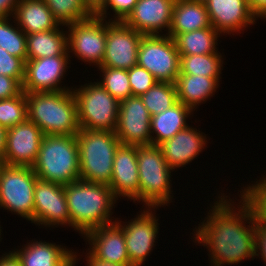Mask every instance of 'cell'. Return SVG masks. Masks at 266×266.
I'll return each mask as SVG.
<instances>
[{
	"mask_svg": "<svg viewBox=\"0 0 266 266\" xmlns=\"http://www.w3.org/2000/svg\"><path fill=\"white\" fill-rule=\"evenodd\" d=\"M76 254H78V252L76 253V251H75V262H74L71 266H75V265H77L76 262H78L77 260H79V259H78V256H79V255H76Z\"/></svg>",
	"mask_w": 266,
	"mask_h": 266,
	"instance_id": "cell-47",
	"label": "cell"
},
{
	"mask_svg": "<svg viewBox=\"0 0 266 266\" xmlns=\"http://www.w3.org/2000/svg\"><path fill=\"white\" fill-rule=\"evenodd\" d=\"M85 258L87 261L86 266H130V265H120L117 263H111L95 259L89 252L86 254Z\"/></svg>",
	"mask_w": 266,
	"mask_h": 266,
	"instance_id": "cell-45",
	"label": "cell"
},
{
	"mask_svg": "<svg viewBox=\"0 0 266 266\" xmlns=\"http://www.w3.org/2000/svg\"><path fill=\"white\" fill-rule=\"evenodd\" d=\"M174 3L175 0H137L123 22L143 35H168Z\"/></svg>",
	"mask_w": 266,
	"mask_h": 266,
	"instance_id": "cell-17",
	"label": "cell"
},
{
	"mask_svg": "<svg viewBox=\"0 0 266 266\" xmlns=\"http://www.w3.org/2000/svg\"><path fill=\"white\" fill-rule=\"evenodd\" d=\"M1 228H2V227H1V225H0V241L2 240L1 232H3Z\"/></svg>",
	"mask_w": 266,
	"mask_h": 266,
	"instance_id": "cell-49",
	"label": "cell"
},
{
	"mask_svg": "<svg viewBox=\"0 0 266 266\" xmlns=\"http://www.w3.org/2000/svg\"><path fill=\"white\" fill-rule=\"evenodd\" d=\"M109 187L117 199L139 203L137 146L120 144L116 149Z\"/></svg>",
	"mask_w": 266,
	"mask_h": 266,
	"instance_id": "cell-19",
	"label": "cell"
},
{
	"mask_svg": "<svg viewBox=\"0 0 266 266\" xmlns=\"http://www.w3.org/2000/svg\"><path fill=\"white\" fill-rule=\"evenodd\" d=\"M12 16L0 17V47L26 62L27 38ZM11 19V20H10ZM13 20V22H11ZM12 23H15L14 26Z\"/></svg>",
	"mask_w": 266,
	"mask_h": 266,
	"instance_id": "cell-30",
	"label": "cell"
},
{
	"mask_svg": "<svg viewBox=\"0 0 266 266\" xmlns=\"http://www.w3.org/2000/svg\"><path fill=\"white\" fill-rule=\"evenodd\" d=\"M34 224L43 227H71L64 186L37 179L34 189Z\"/></svg>",
	"mask_w": 266,
	"mask_h": 266,
	"instance_id": "cell-14",
	"label": "cell"
},
{
	"mask_svg": "<svg viewBox=\"0 0 266 266\" xmlns=\"http://www.w3.org/2000/svg\"><path fill=\"white\" fill-rule=\"evenodd\" d=\"M68 50L60 56L44 57L35 60H26L25 77L22 84L24 92H48L65 91L72 88L63 86L65 74L69 69L71 61ZM61 85V86H59Z\"/></svg>",
	"mask_w": 266,
	"mask_h": 266,
	"instance_id": "cell-13",
	"label": "cell"
},
{
	"mask_svg": "<svg viewBox=\"0 0 266 266\" xmlns=\"http://www.w3.org/2000/svg\"><path fill=\"white\" fill-rule=\"evenodd\" d=\"M22 91V84L18 80L0 74V100L18 96Z\"/></svg>",
	"mask_w": 266,
	"mask_h": 266,
	"instance_id": "cell-39",
	"label": "cell"
},
{
	"mask_svg": "<svg viewBox=\"0 0 266 266\" xmlns=\"http://www.w3.org/2000/svg\"><path fill=\"white\" fill-rule=\"evenodd\" d=\"M102 73L101 80L98 82L119 102L132 96L129 83L128 70L115 69L111 67H97Z\"/></svg>",
	"mask_w": 266,
	"mask_h": 266,
	"instance_id": "cell-34",
	"label": "cell"
},
{
	"mask_svg": "<svg viewBox=\"0 0 266 266\" xmlns=\"http://www.w3.org/2000/svg\"><path fill=\"white\" fill-rule=\"evenodd\" d=\"M79 161L76 135H44L32 169L39 179L64 186L80 179Z\"/></svg>",
	"mask_w": 266,
	"mask_h": 266,
	"instance_id": "cell-4",
	"label": "cell"
},
{
	"mask_svg": "<svg viewBox=\"0 0 266 266\" xmlns=\"http://www.w3.org/2000/svg\"><path fill=\"white\" fill-rule=\"evenodd\" d=\"M26 243L21 249H12L21 266H71L75 262L74 250L60 244L40 239Z\"/></svg>",
	"mask_w": 266,
	"mask_h": 266,
	"instance_id": "cell-22",
	"label": "cell"
},
{
	"mask_svg": "<svg viewBox=\"0 0 266 266\" xmlns=\"http://www.w3.org/2000/svg\"><path fill=\"white\" fill-rule=\"evenodd\" d=\"M7 129L0 125V159L5 155Z\"/></svg>",
	"mask_w": 266,
	"mask_h": 266,
	"instance_id": "cell-46",
	"label": "cell"
},
{
	"mask_svg": "<svg viewBox=\"0 0 266 266\" xmlns=\"http://www.w3.org/2000/svg\"><path fill=\"white\" fill-rule=\"evenodd\" d=\"M151 117L140 96H130L121 101L115 129L121 144L152 145Z\"/></svg>",
	"mask_w": 266,
	"mask_h": 266,
	"instance_id": "cell-15",
	"label": "cell"
},
{
	"mask_svg": "<svg viewBox=\"0 0 266 266\" xmlns=\"http://www.w3.org/2000/svg\"><path fill=\"white\" fill-rule=\"evenodd\" d=\"M44 135L41 129L28 118L21 124L8 128L2 162L7 165L32 167Z\"/></svg>",
	"mask_w": 266,
	"mask_h": 266,
	"instance_id": "cell-16",
	"label": "cell"
},
{
	"mask_svg": "<svg viewBox=\"0 0 266 266\" xmlns=\"http://www.w3.org/2000/svg\"><path fill=\"white\" fill-rule=\"evenodd\" d=\"M155 209L158 208L146 207L134 219L127 222H122L120 218H117L118 221L116 220L124 233L130 266L145 265L144 262L150 256L153 247L156 246L160 224L158 223L159 218H156L157 211Z\"/></svg>",
	"mask_w": 266,
	"mask_h": 266,
	"instance_id": "cell-11",
	"label": "cell"
},
{
	"mask_svg": "<svg viewBox=\"0 0 266 266\" xmlns=\"http://www.w3.org/2000/svg\"><path fill=\"white\" fill-rule=\"evenodd\" d=\"M128 77L132 96H141L157 82L150 72L138 64L128 69Z\"/></svg>",
	"mask_w": 266,
	"mask_h": 266,
	"instance_id": "cell-36",
	"label": "cell"
},
{
	"mask_svg": "<svg viewBox=\"0 0 266 266\" xmlns=\"http://www.w3.org/2000/svg\"><path fill=\"white\" fill-rule=\"evenodd\" d=\"M142 36L123 21L108 19L105 54L99 67L128 70L135 66Z\"/></svg>",
	"mask_w": 266,
	"mask_h": 266,
	"instance_id": "cell-12",
	"label": "cell"
},
{
	"mask_svg": "<svg viewBox=\"0 0 266 266\" xmlns=\"http://www.w3.org/2000/svg\"><path fill=\"white\" fill-rule=\"evenodd\" d=\"M83 236L90 247L86 253L89 252L95 259L130 265L124 233L117 222L91 229Z\"/></svg>",
	"mask_w": 266,
	"mask_h": 266,
	"instance_id": "cell-20",
	"label": "cell"
},
{
	"mask_svg": "<svg viewBox=\"0 0 266 266\" xmlns=\"http://www.w3.org/2000/svg\"><path fill=\"white\" fill-rule=\"evenodd\" d=\"M255 258L266 259V225L255 223Z\"/></svg>",
	"mask_w": 266,
	"mask_h": 266,
	"instance_id": "cell-40",
	"label": "cell"
},
{
	"mask_svg": "<svg viewBox=\"0 0 266 266\" xmlns=\"http://www.w3.org/2000/svg\"><path fill=\"white\" fill-rule=\"evenodd\" d=\"M19 1L20 0H0V17H13Z\"/></svg>",
	"mask_w": 266,
	"mask_h": 266,
	"instance_id": "cell-42",
	"label": "cell"
},
{
	"mask_svg": "<svg viewBox=\"0 0 266 266\" xmlns=\"http://www.w3.org/2000/svg\"><path fill=\"white\" fill-rule=\"evenodd\" d=\"M141 99L151 116L164 112L177 100V89L174 83L157 81Z\"/></svg>",
	"mask_w": 266,
	"mask_h": 266,
	"instance_id": "cell-31",
	"label": "cell"
},
{
	"mask_svg": "<svg viewBox=\"0 0 266 266\" xmlns=\"http://www.w3.org/2000/svg\"><path fill=\"white\" fill-rule=\"evenodd\" d=\"M72 87L80 129L115 132L120 102L97 81Z\"/></svg>",
	"mask_w": 266,
	"mask_h": 266,
	"instance_id": "cell-7",
	"label": "cell"
},
{
	"mask_svg": "<svg viewBox=\"0 0 266 266\" xmlns=\"http://www.w3.org/2000/svg\"><path fill=\"white\" fill-rule=\"evenodd\" d=\"M221 53L203 55H180V74L203 75L204 77L221 79L223 59Z\"/></svg>",
	"mask_w": 266,
	"mask_h": 266,
	"instance_id": "cell-29",
	"label": "cell"
},
{
	"mask_svg": "<svg viewBox=\"0 0 266 266\" xmlns=\"http://www.w3.org/2000/svg\"><path fill=\"white\" fill-rule=\"evenodd\" d=\"M68 53L79 60L99 67L105 54L107 20L92 16L80 22L65 25Z\"/></svg>",
	"mask_w": 266,
	"mask_h": 266,
	"instance_id": "cell-10",
	"label": "cell"
},
{
	"mask_svg": "<svg viewBox=\"0 0 266 266\" xmlns=\"http://www.w3.org/2000/svg\"><path fill=\"white\" fill-rule=\"evenodd\" d=\"M13 17L25 34L53 30L60 25L44 0H20Z\"/></svg>",
	"mask_w": 266,
	"mask_h": 266,
	"instance_id": "cell-23",
	"label": "cell"
},
{
	"mask_svg": "<svg viewBox=\"0 0 266 266\" xmlns=\"http://www.w3.org/2000/svg\"><path fill=\"white\" fill-rule=\"evenodd\" d=\"M28 118L26 93L0 100V125L6 129L21 124Z\"/></svg>",
	"mask_w": 266,
	"mask_h": 266,
	"instance_id": "cell-35",
	"label": "cell"
},
{
	"mask_svg": "<svg viewBox=\"0 0 266 266\" xmlns=\"http://www.w3.org/2000/svg\"><path fill=\"white\" fill-rule=\"evenodd\" d=\"M0 74L15 78L21 84L25 77V61L0 47Z\"/></svg>",
	"mask_w": 266,
	"mask_h": 266,
	"instance_id": "cell-37",
	"label": "cell"
},
{
	"mask_svg": "<svg viewBox=\"0 0 266 266\" xmlns=\"http://www.w3.org/2000/svg\"><path fill=\"white\" fill-rule=\"evenodd\" d=\"M207 141L206 134L197 128L188 126L158 146L168 166L177 170L186 167L185 165L194 161L195 158L197 159L204 148L206 149Z\"/></svg>",
	"mask_w": 266,
	"mask_h": 266,
	"instance_id": "cell-21",
	"label": "cell"
},
{
	"mask_svg": "<svg viewBox=\"0 0 266 266\" xmlns=\"http://www.w3.org/2000/svg\"><path fill=\"white\" fill-rule=\"evenodd\" d=\"M0 266H21V263L16 255L10 250L0 256Z\"/></svg>",
	"mask_w": 266,
	"mask_h": 266,
	"instance_id": "cell-44",
	"label": "cell"
},
{
	"mask_svg": "<svg viewBox=\"0 0 266 266\" xmlns=\"http://www.w3.org/2000/svg\"><path fill=\"white\" fill-rule=\"evenodd\" d=\"M241 190L238 196L250 208L255 223L266 225V177Z\"/></svg>",
	"mask_w": 266,
	"mask_h": 266,
	"instance_id": "cell-33",
	"label": "cell"
},
{
	"mask_svg": "<svg viewBox=\"0 0 266 266\" xmlns=\"http://www.w3.org/2000/svg\"><path fill=\"white\" fill-rule=\"evenodd\" d=\"M217 196L207 216L193 229L192 242L206 246L210 266H231L255 259V221L250 208L241 199L238 205L229 195Z\"/></svg>",
	"mask_w": 266,
	"mask_h": 266,
	"instance_id": "cell-1",
	"label": "cell"
},
{
	"mask_svg": "<svg viewBox=\"0 0 266 266\" xmlns=\"http://www.w3.org/2000/svg\"><path fill=\"white\" fill-rule=\"evenodd\" d=\"M38 177L30 166L2 164L0 209L34 223V189Z\"/></svg>",
	"mask_w": 266,
	"mask_h": 266,
	"instance_id": "cell-8",
	"label": "cell"
},
{
	"mask_svg": "<svg viewBox=\"0 0 266 266\" xmlns=\"http://www.w3.org/2000/svg\"><path fill=\"white\" fill-rule=\"evenodd\" d=\"M212 27L209 14L204 3L188 0H175L171 27L168 36Z\"/></svg>",
	"mask_w": 266,
	"mask_h": 266,
	"instance_id": "cell-25",
	"label": "cell"
},
{
	"mask_svg": "<svg viewBox=\"0 0 266 266\" xmlns=\"http://www.w3.org/2000/svg\"><path fill=\"white\" fill-rule=\"evenodd\" d=\"M53 17L62 25L80 22L93 15L87 10L84 0H44Z\"/></svg>",
	"mask_w": 266,
	"mask_h": 266,
	"instance_id": "cell-32",
	"label": "cell"
},
{
	"mask_svg": "<svg viewBox=\"0 0 266 266\" xmlns=\"http://www.w3.org/2000/svg\"><path fill=\"white\" fill-rule=\"evenodd\" d=\"M107 0H84L87 10L97 16L106 6Z\"/></svg>",
	"mask_w": 266,
	"mask_h": 266,
	"instance_id": "cell-43",
	"label": "cell"
},
{
	"mask_svg": "<svg viewBox=\"0 0 266 266\" xmlns=\"http://www.w3.org/2000/svg\"><path fill=\"white\" fill-rule=\"evenodd\" d=\"M64 190L71 228L79 234L116 222L112 214L118 199L109 185L78 179L64 185Z\"/></svg>",
	"mask_w": 266,
	"mask_h": 266,
	"instance_id": "cell-2",
	"label": "cell"
},
{
	"mask_svg": "<svg viewBox=\"0 0 266 266\" xmlns=\"http://www.w3.org/2000/svg\"><path fill=\"white\" fill-rule=\"evenodd\" d=\"M204 4L212 27L223 36L241 34L257 22L248 0H207Z\"/></svg>",
	"mask_w": 266,
	"mask_h": 266,
	"instance_id": "cell-18",
	"label": "cell"
},
{
	"mask_svg": "<svg viewBox=\"0 0 266 266\" xmlns=\"http://www.w3.org/2000/svg\"><path fill=\"white\" fill-rule=\"evenodd\" d=\"M192 2L205 3L207 0H188Z\"/></svg>",
	"mask_w": 266,
	"mask_h": 266,
	"instance_id": "cell-48",
	"label": "cell"
},
{
	"mask_svg": "<svg viewBox=\"0 0 266 266\" xmlns=\"http://www.w3.org/2000/svg\"><path fill=\"white\" fill-rule=\"evenodd\" d=\"M177 100L195 111L198 106L213 97L220 82L203 75L179 74L175 82Z\"/></svg>",
	"mask_w": 266,
	"mask_h": 266,
	"instance_id": "cell-24",
	"label": "cell"
},
{
	"mask_svg": "<svg viewBox=\"0 0 266 266\" xmlns=\"http://www.w3.org/2000/svg\"><path fill=\"white\" fill-rule=\"evenodd\" d=\"M64 26L65 25L60 24L53 30L26 34V60L63 55L68 50L67 30H64Z\"/></svg>",
	"mask_w": 266,
	"mask_h": 266,
	"instance_id": "cell-27",
	"label": "cell"
},
{
	"mask_svg": "<svg viewBox=\"0 0 266 266\" xmlns=\"http://www.w3.org/2000/svg\"><path fill=\"white\" fill-rule=\"evenodd\" d=\"M137 64L159 82L174 83L180 74V55L175 41L168 35H143Z\"/></svg>",
	"mask_w": 266,
	"mask_h": 266,
	"instance_id": "cell-9",
	"label": "cell"
},
{
	"mask_svg": "<svg viewBox=\"0 0 266 266\" xmlns=\"http://www.w3.org/2000/svg\"><path fill=\"white\" fill-rule=\"evenodd\" d=\"M193 113L190 107L177 101L166 111L153 115L150 121L152 145H159L186 129L189 126L186 121Z\"/></svg>",
	"mask_w": 266,
	"mask_h": 266,
	"instance_id": "cell-26",
	"label": "cell"
},
{
	"mask_svg": "<svg viewBox=\"0 0 266 266\" xmlns=\"http://www.w3.org/2000/svg\"><path fill=\"white\" fill-rule=\"evenodd\" d=\"M76 136L79 147L80 179L109 185L114 155L121 144L116 133L80 129Z\"/></svg>",
	"mask_w": 266,
	"mask_h": 266,
	"instance_id": "cell-6",
	"label": "cell"
},
{
	"mask_svg": "<svg viewBox=\"0 0 266 266\" xmlns=\"http://www.w3.org/2000/svg\"><path fill=\"white\" fill-rule=\"evenodd\" d=\"M221 36L213 27H208L177 34L173 39L179 55H203L220 53L217 41Z\"/></svg>",
	"mask_w": 266,
	"mask_h": 266,
	"instance_id": "cell-28",
	"label": "cell"
},
{
	"mask_svg": "<svg viewBox=\"0 0 266 266\" xmlns=\"http://www.w3.org/2000/svg\"><path fill=\"white\" fill-rule=\"evenodd\" d=\"M136 3L137 0H107L105 8L97 16L107 20L108 15L110 17L107 10L110 8L115 14L113 13V18L111 17L109 20L123 21L132 11Z\"/></svg>",
	"mask_w": 266,
	"mask_h": 266,
	"instance_id": "cell-38",
	"label": "cell"
},
{
	"mask_svg": "<svg viewBox=\"0 0 266 266\" xmlns=\"http://www.w3.org/2000/svg\"><path fill=\"white\" fill-rule=\"evenodd\" d=\"M139 203L145 208L166 207L173 202L171 172L158 145L137 146Z\"/></svg>",
	"mask_w": 266,
	"mask_h": 266,
	"instance_id": "cell-5",
	"label": "cell"
},
{
	"mask_svg": "<svg viewBox=\"0 0 266 266\" xmlns=\"http://www.w3.org/2000/svg\"><path fill=\"white\" fill-rule=\"evenodd\" d=\"M251 12L256 18L266 20V0H248Z\"/></svg>",
	"mask_w": 266,
	"mask_h": 266,
	"instance_id": "cell-41",
	"label": "cell"
},
{
	"mask_svg": "<svg viewBox=\"0 0 266 266\" xmlns=\"http://www.w3.org/2000/svg\"><path fill=\"white\" fill-rule=\"evenodd\" d=\"M25 93L28 119L45 135H76L79 132L77 104L72 89Z\"/></svg>",
	"mask_w": 266,
	"mask_h": 266,
	"instance_id": "cell-3",
	"label": "cell"
}]
</instances>
